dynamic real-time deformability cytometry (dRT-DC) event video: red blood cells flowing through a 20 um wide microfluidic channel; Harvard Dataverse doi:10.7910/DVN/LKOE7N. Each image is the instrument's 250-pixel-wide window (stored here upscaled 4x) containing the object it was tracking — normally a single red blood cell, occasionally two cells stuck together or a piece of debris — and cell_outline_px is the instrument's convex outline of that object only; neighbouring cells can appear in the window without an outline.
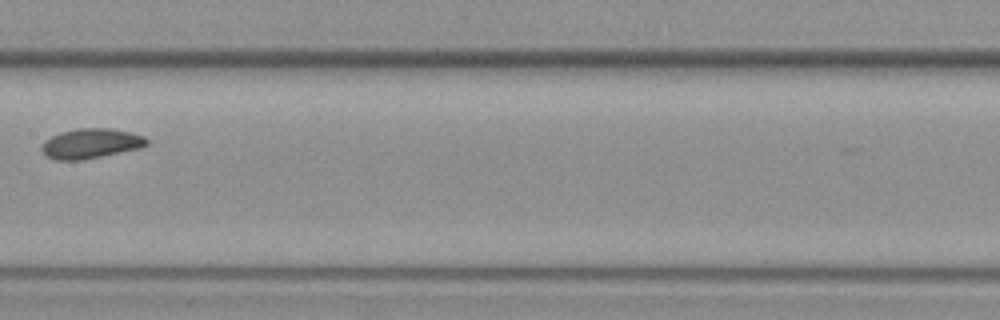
{"species": "common noctule bat (a hibernating species)", "species_latin": "Nyctalus noctula", "temperature_condition": "warm", "stored_images_in_passage": 7, "camera_frame_rate_fps": 3000, "um_per_image_px": 0.085, "animal": {"sex": "female", "body_mass_g": 19.3, "forearm_length_mm": 54.1}, "frame": {"image": 1, "passage_image": 7, "time_ms": 8.0, "image_size_px": [1000, 320], "cell_outline_px": [[148, 144], [140, 148], [84, 160], [56, 160], [48, 156], [40, 148], [44, 140], [60, 132], [76, 128], [112, 128], [144, 136], [148, 140]], "centroid_in_image_um": [7.72, 12.19], "position_along_channel_um": 199.7, "area_um2": 18.32}}